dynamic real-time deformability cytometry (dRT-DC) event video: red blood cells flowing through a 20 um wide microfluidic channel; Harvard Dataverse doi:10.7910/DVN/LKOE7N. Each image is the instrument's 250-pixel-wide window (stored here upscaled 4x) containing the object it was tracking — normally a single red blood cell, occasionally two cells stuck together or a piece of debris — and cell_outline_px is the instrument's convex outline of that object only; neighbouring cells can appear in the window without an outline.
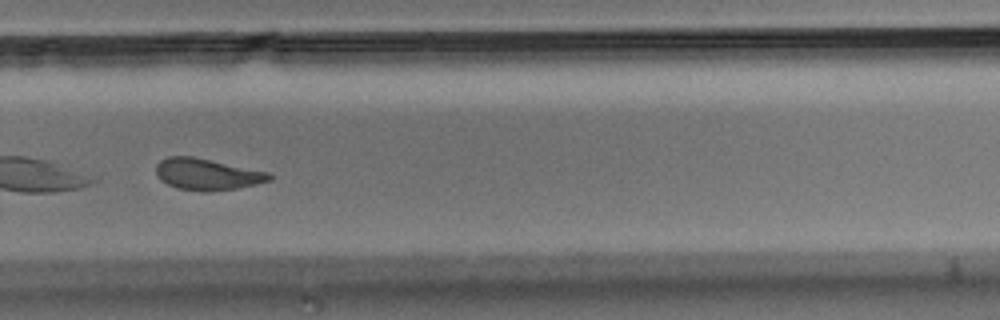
{"species": "Egyptian fruit bat (a non-hibernating species)", "species_latin": "Rousettus aegyptiacus", "temperature_condition": "room temperature", "stored_images_in_passage": 39, "camera_frame_rate_fps": 3000, "um_per_image_px": 0.085, "animal": {"sex": "male"}, "frame": {"image": 1, "passage_image": 23, "time_ms": 7.333, "image_size_px": [1000, 320], "cell_outline_px": [[272, 180], [256, 184], [236, 188], [208, 192], [204, 192], [176, 188], [160, 180], [156, 172], [156, 164], [160, 160], [168, 156], [192, 156], [272, 172]], "centroid_in_image_um": [17.62, 14.81], "position_along_channel_um": 312.2, "area_um2": 21.04}, "authors_computed_cell_mechanics": {"area_um2": 21.386, "velocity_mm_per_s": 3.6099, "shape_relaxation_time_tau1_ms": null, "shape_relaxation_time_tau2_ms": 4.2756, "deformation_change_tau1": null, "deformation_change_tau2": 0.0944}}